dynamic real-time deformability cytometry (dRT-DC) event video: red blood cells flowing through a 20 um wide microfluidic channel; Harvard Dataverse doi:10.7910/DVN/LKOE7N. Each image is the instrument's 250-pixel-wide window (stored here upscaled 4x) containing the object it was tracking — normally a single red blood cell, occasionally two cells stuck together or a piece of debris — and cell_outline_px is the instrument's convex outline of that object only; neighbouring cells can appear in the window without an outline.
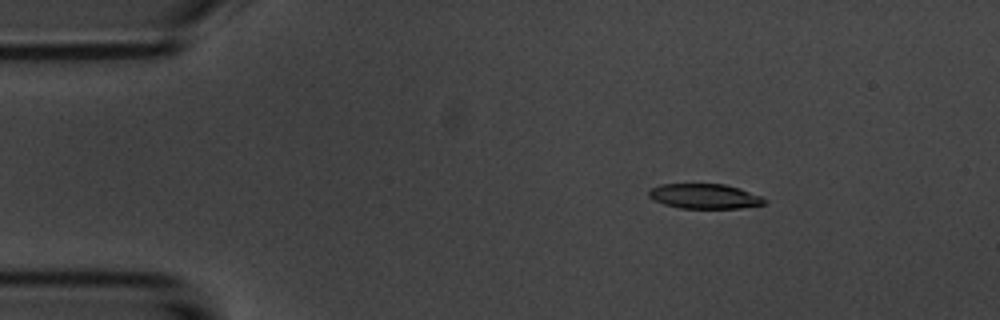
{"species": "common noctule bat (a hibernating species)", "species_latin": "Nyctalus noctula", "temperature_condition": "room temperature", "stored_images_in_passage": 3, "camera_frame_rate_fps": 3000, "um_per_image_px": 0.085, "animal": {"sex": "male", "body_mass_g": 20.1, "forearm_length_mm": 53.5}, "frame": {"image": 1, "passage_image": 2, "time_ms": 1.0, "image_size_px": [1000, 320], "cell_outline_px": [[768, 200], [764, 204], [740, 208], [680, 208], [664, 204], [652, 200], [648, 196], [648, 192], [652, 188], [660, 184], [724, 184], [740, 188], [760, 196]], "centroid_in_image_um": [59.87, 16.68], "position_along_channel_um": 25.1, "area_um2": 16.76}}